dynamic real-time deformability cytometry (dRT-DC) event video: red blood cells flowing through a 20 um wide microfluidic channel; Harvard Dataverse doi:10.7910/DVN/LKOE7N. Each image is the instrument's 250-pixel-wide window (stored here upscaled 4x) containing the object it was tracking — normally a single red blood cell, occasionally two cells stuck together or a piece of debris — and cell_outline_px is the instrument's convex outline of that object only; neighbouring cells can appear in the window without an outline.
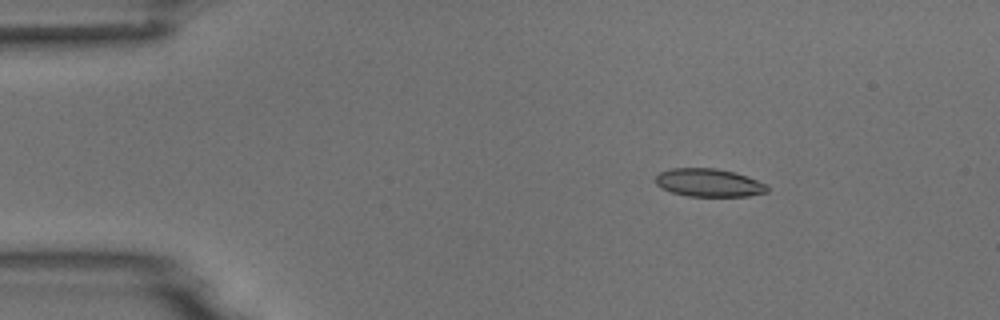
{"species": "common noctule bat (a hibernating species)", "species_latin": "Nyctalus noctula", "temperature_condition": "room temperature", "stored_images_in_passage": 4, "camera_frame_rate_fps": 3000, "um_per_image_px": 0.085, "animal": {"sex": "male", "body_mass_g": 18.8}, "frame": {"image": 1, "passage_image": 2, "time_ms": 1.0, "image_size_px": [1000, 320], "cell_outline_px": [[768, 192], [748, 196], [688, 196], [672, 192], [660, 188], [656, 184], [656, 176], [660, 172], [672, 168], [716, 168], [736, 172], [768, 184]], "centroid_in_image_um": [60.27, 15.53], "position_along_channel_um": 24.7, "area_um2": 18.38}}